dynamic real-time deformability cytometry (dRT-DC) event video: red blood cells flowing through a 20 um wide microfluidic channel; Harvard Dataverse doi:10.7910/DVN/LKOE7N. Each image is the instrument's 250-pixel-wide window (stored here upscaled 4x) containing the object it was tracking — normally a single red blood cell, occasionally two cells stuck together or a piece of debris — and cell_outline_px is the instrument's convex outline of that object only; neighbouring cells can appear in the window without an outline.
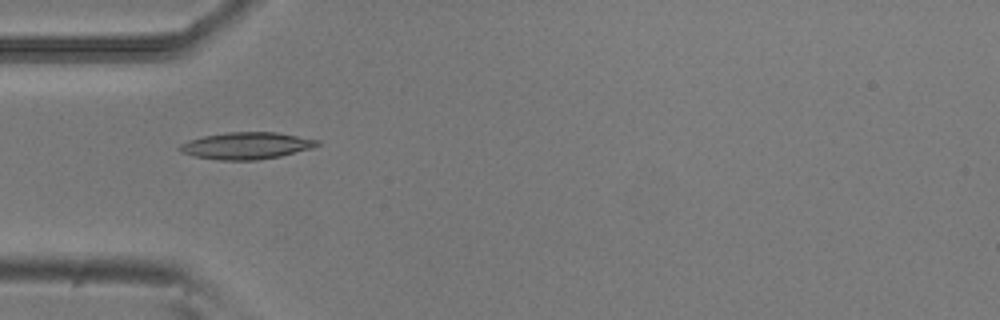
{"species": "common noctule bat (a hibernating species)", "species_latin": "Nyctalus noctula", "temperature_condition": "room temperature", "stored_images_in_passage": 5, "camera_frame_rate_fps": 3000, "um_per_image_px": 0.085, "animal": {"sex": "male", "body_mass_g": 20.5, "forearm_length_mm": 52.5}, "frame": {"image": 1, "passage_image": 1, "time_ms": 0.0, "image_size_px": [1000, 320], "cell_outline_px": [[320, 144], [312, 148], [280, 156], [256, 160], [220, 160], [196, 156], [180, 152], [176, 148], [180, 144], [188, 140], [204, 136], [228, 132], [276, 132], [320, 140]], "centroid_in_image_um": [20.93, 12.38], "position_along_channel_um": 64.1, "area_um2": 21.5}}
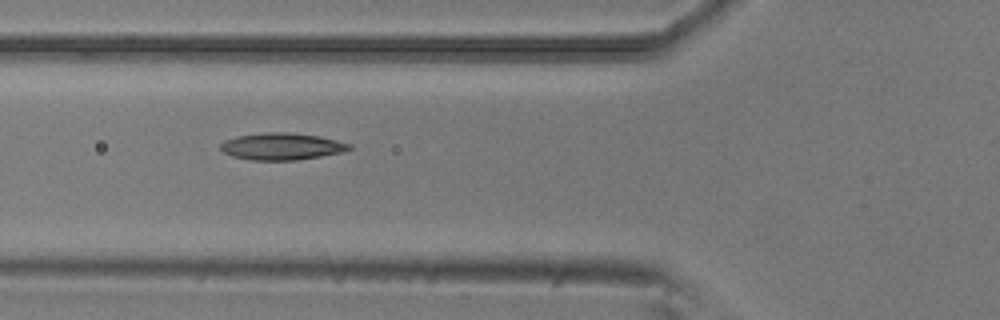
{"frame": {"image": 2, "passage_image": 4, "time_ms": 1.0, "image_size_px": [1000, 320], "cell_outline_px": [[352, 148], [344, 152], [296, 160], [252, 160], [232, 156], [224, 152], [220, 148], [220, 144], [224, 140], [236, 136], [264, 132], [288, 132], [320, 136], [352, 144]], "centroid_in_image_um": [23.95, 12.44], "position_along_channel_um": 101.8, "area_um2": 20.29}}